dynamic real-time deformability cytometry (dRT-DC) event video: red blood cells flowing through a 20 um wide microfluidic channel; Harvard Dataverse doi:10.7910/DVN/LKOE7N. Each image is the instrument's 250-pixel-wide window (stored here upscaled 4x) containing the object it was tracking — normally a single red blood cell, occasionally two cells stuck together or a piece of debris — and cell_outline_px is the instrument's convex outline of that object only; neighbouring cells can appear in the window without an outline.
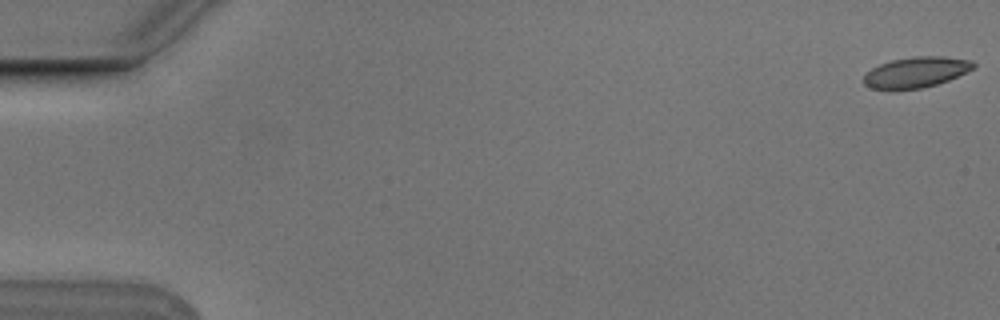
{"species": "Egyptian fruit bat (a non-hibernating species)", "species_latin": "Rousettus aegyptiacus", "temperature_condition": "cold", "stored_images_in_passage": 4, "camera_frame_rate_fps": 3000, "um_per_image_px": 0.085, "animal": {"sex": "male"}, "frame": {"image": 1, "passage_image": 1, "time_ms": 0.0, "image_size_px": [1000, 320], "cell_outline_px": [[976, 68], [948, 80], [936, 84], [920, 88], [872, 88], [864, 84], [864, 76], [872, 68], [880, 64], [892, 60], [916, 56], [944, 56], [972, 60], [976, 64]], "centroid_in_image_um": [77.93, 6.11], "position_along_channel_um": 7.1, "area_um2": 19.25}}